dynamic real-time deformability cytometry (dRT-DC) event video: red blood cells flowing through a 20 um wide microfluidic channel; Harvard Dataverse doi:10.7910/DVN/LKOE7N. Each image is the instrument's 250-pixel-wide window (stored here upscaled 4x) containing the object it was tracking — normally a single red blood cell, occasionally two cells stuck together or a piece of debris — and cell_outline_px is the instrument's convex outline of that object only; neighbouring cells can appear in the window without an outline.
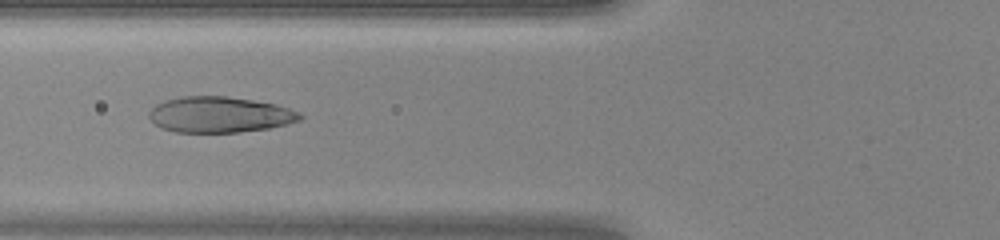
{"species": "human", "species_latin": "Homo sapiens", "temperature_condition": "warm", "stored_images_in_passage": 49, "camera_frame_rate_fps": 3000, "um_per_image_px": 0.085, "donor": {"sex": "female"}, "frame": {"image": 1, "passage_image": 20, "time_ms": 6.333, "image_size_px": [1000, 240], "cell_outline_px": [[304, 116], [300, 120], [288, 124], [268, 128], [240, 132], [176, 132], [160, 128], [148, 116], [148, 112], [156, 104], [164, 100], [180, 96], [228, 96], [276, 104], [288, 108]], "centroid_in_image_um": [18.64, 9.74], "position_along_channel_um": 107.2, "area_um2": 31.56}}
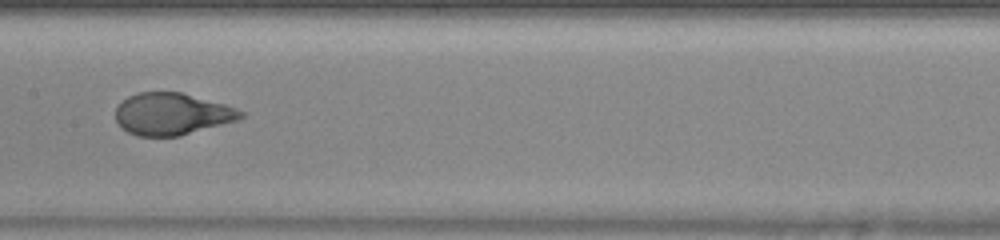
{"frame": {"image": 2, "passage_image": 26, "time_ms": 8.333, "image_size_px": [1000, 240], "cell_outline_px": [[244, 116], [236, 120], [180, 136], [136, 136], [128, 132], [116, 120], [116, 108], [128, 96], [136, 92], [180, 92], [224, 104], [236, 108], [244, 112]], "centroid_in_image_um": [14.6, 9.69], "position_along_channel_um": 192.8, "area_um2": 30.29}}
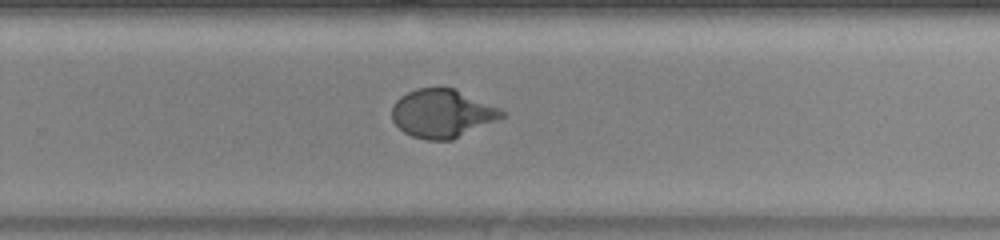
{"frame": {"image": 3, "passage_image": 33, "time_ms": 10.667, "image_size_px": [1000, 240], "cell_outline_px": [[508, 112], [504, 116], [496, 120], [452, 140], [424, 140], [412, 136], [404, 132], [392, 120], [392, 104], [400, 96], [416, 88], [452, 88], [500, 108]], "centroid_in_image_um": [37.56, 9.65], "position_along_channel_um": 292.2, "area_um2": 30.75}, "authors_computed_cell_mechanics": {"area_um2": 33.1772, "velocity_mm_per_s": 4.2751, "shape_relaxation_time_tau1_ms": 5.2007, "shape_relaxation_time_tau2_ms": null, "deformation_change_tau1": 0.3053, "deformation_change_tau2": null}}